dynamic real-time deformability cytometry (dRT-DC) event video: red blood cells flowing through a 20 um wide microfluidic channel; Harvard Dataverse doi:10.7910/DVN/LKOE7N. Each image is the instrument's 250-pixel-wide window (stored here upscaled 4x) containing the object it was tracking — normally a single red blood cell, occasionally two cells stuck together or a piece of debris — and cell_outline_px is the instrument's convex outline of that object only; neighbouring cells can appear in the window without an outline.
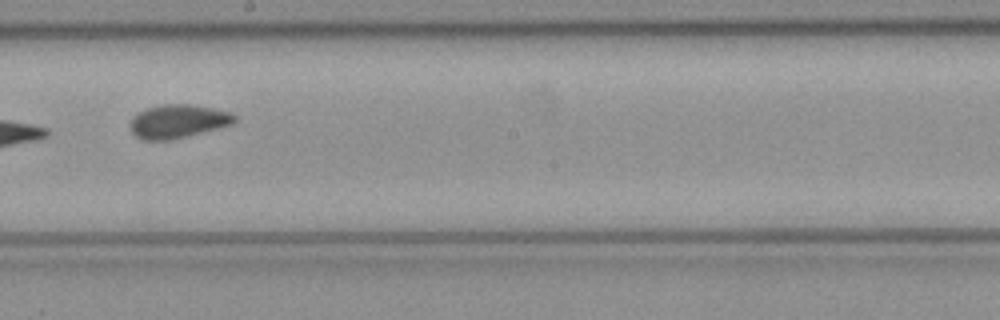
{"species": "common noctule bat (a hibernating species)", "species_latin": "Nyctalus noctula", "temperature_condition": "cold", "stored_images_in_passage": 10, "camera_frame_rate_fps": 3000, "um_per_image_px": 0.085, "animal": {"sex": "female", "body_mass_g": 21.9}, "frame": {"image": 1, "passage_image": 9, "time_ms": 2.667, "image_size_px": [1000, 320], "cell_outline_px": [[236, 120], [232, 124], [168, 140], [144, 140], [136, 136], [128, 128], [132, 120], [140, 112], [148, 108], [164, 104], [192, 104], [232, 112], [236, 116]], "centroid_in_image_um": [15.13, 10.3], "position_along_channel_um": 233.1, "area_um2": 20.0}}
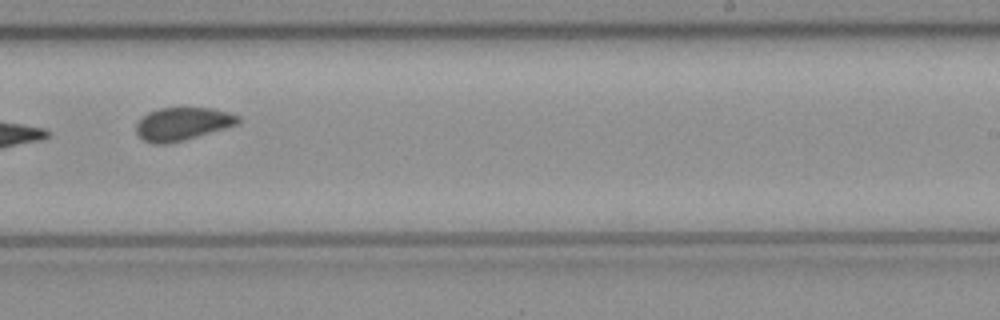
{"frame": {"image": 2, "passage_image": 10, "time_ms": 3.0, "image_size_px": [1000, 320], "cell_outline_px": [[240, 124], [184, 140], [168, 144], [152, 144], [144, 140], [136, 132], [136, 124], [148, 112], [160, 108], [212, 108], [228, 112], [240, 116]], "centroid_in_image_um": [15.54, 10.53], "position_along_channel_um": 273.5, "area_um2": 19.59}}